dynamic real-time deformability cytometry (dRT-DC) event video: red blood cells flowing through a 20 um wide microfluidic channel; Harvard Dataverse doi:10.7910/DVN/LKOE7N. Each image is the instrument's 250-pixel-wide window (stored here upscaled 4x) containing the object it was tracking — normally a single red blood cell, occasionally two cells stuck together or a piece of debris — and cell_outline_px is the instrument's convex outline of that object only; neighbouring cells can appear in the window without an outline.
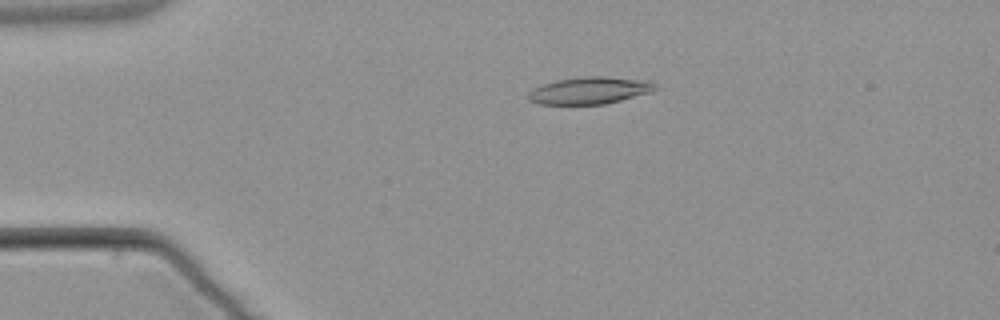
{"species": "common noctule bat (a hibernating species)", "species_latin": "Nyctalus noctula", "temperature_condition": "warm", "stored_images_in_passage": 5, "camera_frame_rate_fps": 3000, "um_per_image_px": 0.085, "animal": {"sex": "male", "body_mass_g": 21.5, "forearm_length_mm": 52.0}, "frame": {"image": 1, "passage_image": 4, "time_ms": 3.333, "image_size_px": [1000, 320], "cell_outline_px": [[656, 88], [652, 92], [604, 104], [540, 104], [528, 100], [528, 92], [544, 84], [556, 80], [584, 76], [604, 76], [636, 80], [656, 84]], "centroid_in_image_um": [50.07, 7.7], "position_along_channel_um": 34.9, "area_um2": 19.59}}